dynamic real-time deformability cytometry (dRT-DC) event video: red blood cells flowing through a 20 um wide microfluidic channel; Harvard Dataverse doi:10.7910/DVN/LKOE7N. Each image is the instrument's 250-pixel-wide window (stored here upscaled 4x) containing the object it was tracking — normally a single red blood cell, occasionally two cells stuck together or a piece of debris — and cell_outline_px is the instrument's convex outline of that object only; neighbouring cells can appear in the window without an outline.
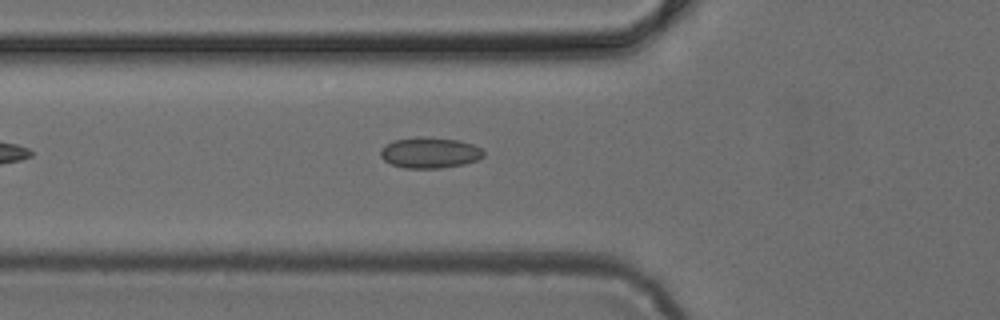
{"species": "common noctule bat (a hibernating species)", "species_latin": "Nyctalus noctula", "temperature_condition": "cold", "stored_images_in_passage": 34, "camera_frame_rate_fps": 3000, "um_per_image_px": 0.085, "animal": {"sex": "female", "body_mass_g": 24.6, "forearm_length_mm": 56.2}, "frame": {"image": 1, "passage_image": 3, "time_ms": 0.667, "image_size_px": [1000, 320], "cell_outline_px": [[484, 156], [476, 160], [464, 164], [440, 168], [404, 168], [392, 164], [384, 160], [380, 156], [380, 148], [392, 140], [420, 136], [428, 136], [456, 140], [472, 144], [480, 148], [484, 152]], "centroid_in_image_um": [36.49, 12.97], "position_along_channel_um": 89.3, "area_um2": 18.61}}
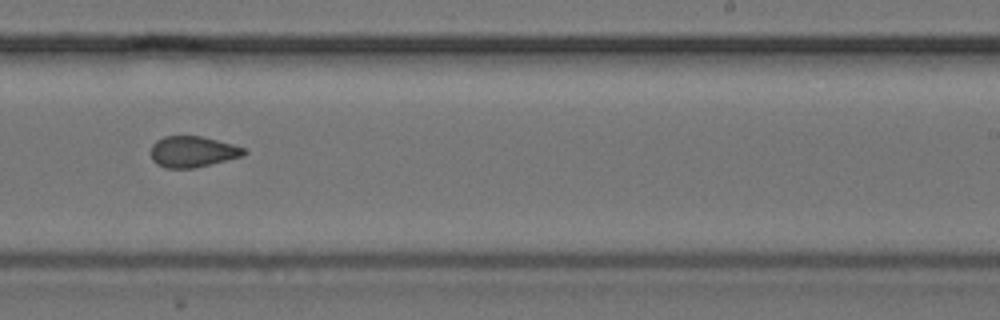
{"frame": {"image": 2, "passage_image": 16, "time_ms": 5.0, "image_size_px": [1000, 320], "cell_outline_px": [[248, 152], [244, 156], [196, 168], [164, 168], [156, 164], [152, 160], [152, 144], [156, 140], [164, 136], [200, 136], [248, 148]], "centroid_in_image_um": [16.41, 12.9], "position_along_channel_um": 272.6, "area_um2": 17.05}}
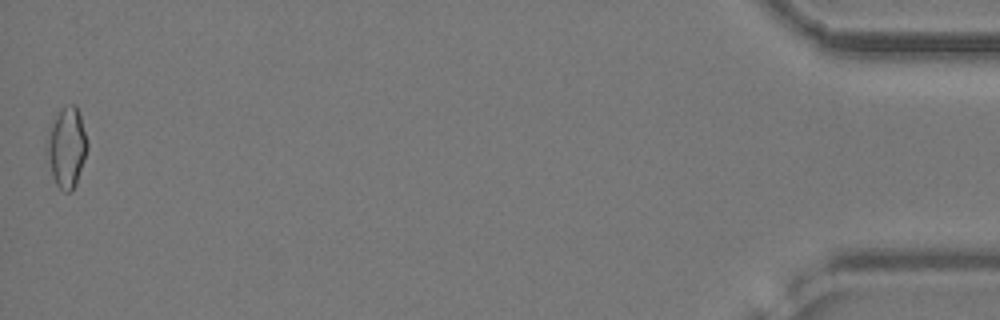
{"frame": {"image": 3, "passage_image": 34, "time_ms": 11.0, "image_size_px": [1000, 320], "cell_outline_px": [[88, 148], [76, 184], [72, 192], [64, 192], [56, 184], [52, 176], [44, 144], [48, 128], [60, 108], [72, 104], [76, 104], [80, 112], [88, 140]], "centroid_in_image_um": [5.65, 12.49], "position_along_channel_um": 429.5, "area_um2": 19.48}}